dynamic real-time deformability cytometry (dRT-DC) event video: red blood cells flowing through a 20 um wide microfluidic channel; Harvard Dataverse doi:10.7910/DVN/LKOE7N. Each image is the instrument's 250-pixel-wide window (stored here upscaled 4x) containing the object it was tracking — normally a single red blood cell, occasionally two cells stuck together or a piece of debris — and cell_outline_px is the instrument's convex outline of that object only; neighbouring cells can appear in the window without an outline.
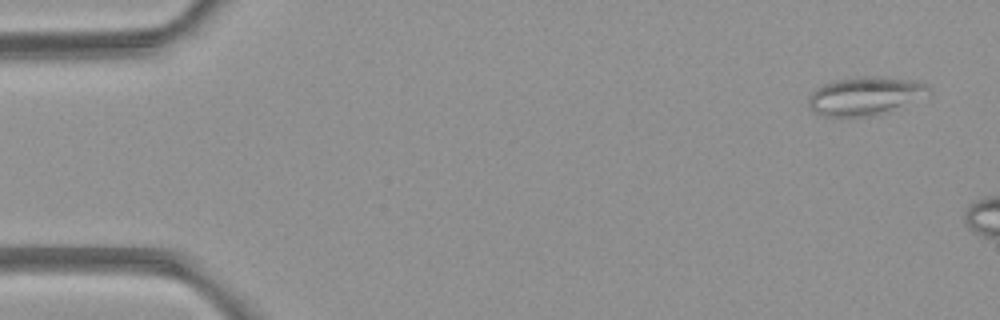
{"species": "common noctule bat (a hibernating species)", "species_latin": "Nyctalus noctula", "temperature_condition": "room temperature", "stored_images_in_passage": 4, "camera_frame_rate_fps": 3000, "um_per_image_px": 0.085, "animal": {"sex": "female", "body_mass_g": 21.9}, "frame": {"image": 1, "passage_image": 1, "time_ms": 0.0, "image_size_px": [1000, 320], "cell_outline_px": [[932, 88], [904, 108], [872, 116], [824, 116], [812, 112], [808, 104], [808, 96], [816, 88], [832, 80], [864, 76], [868, 76], [920, 80], [928, 84]], "centroid_in_image_um": [73.53, 8.16], "position_along_channel_um": 11.5, "area_um2": 27.17}}